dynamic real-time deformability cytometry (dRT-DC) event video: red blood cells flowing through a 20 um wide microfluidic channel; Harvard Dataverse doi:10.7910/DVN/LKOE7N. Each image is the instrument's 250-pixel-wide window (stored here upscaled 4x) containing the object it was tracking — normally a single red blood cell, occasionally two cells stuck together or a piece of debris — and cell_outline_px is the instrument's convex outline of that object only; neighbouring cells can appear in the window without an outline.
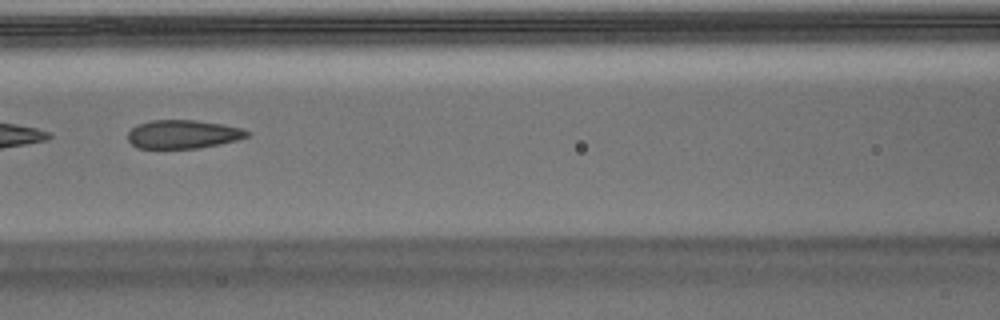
{"species": "Egyptian fruit bat (a non-hibernating species)", "species_latin": "Rousettus aegyptiacus", "temperature_condition": "warm", "stored_images_in_passage": 47, "camera_frame_rate_fps": 3000, "um_per_image_px": 0.085, "animal": {"sex": "male"}, "frame": {"image": 1, "passage_image": 18, "time_ms": 5.667, "image_size_px": [1000, 320], "cell_outline_px": [[252, 136], [220, 144], [200, 148], [140, 148], [132, 144], [128, 140], [128, 132], [136, 124], [152, 120], [196, 120], [224, 124], [244, 128], [252, 132]], "centroid_in_image_um": [15.62, 11.4], "position_along_channel_um": 151.0, "area_um2": 20.11}, "authors_computed_cell_mechanics": {"area_um2": 22.5998, "velocity_mm_per_s": 3.7388, "shape_relaxation_time_tau1_ms": null, "shape_relaxation_time_tau2_ms": 1.7907, "deformation_change_tau1": null, "deformation_change_tau2": 0.0725}}